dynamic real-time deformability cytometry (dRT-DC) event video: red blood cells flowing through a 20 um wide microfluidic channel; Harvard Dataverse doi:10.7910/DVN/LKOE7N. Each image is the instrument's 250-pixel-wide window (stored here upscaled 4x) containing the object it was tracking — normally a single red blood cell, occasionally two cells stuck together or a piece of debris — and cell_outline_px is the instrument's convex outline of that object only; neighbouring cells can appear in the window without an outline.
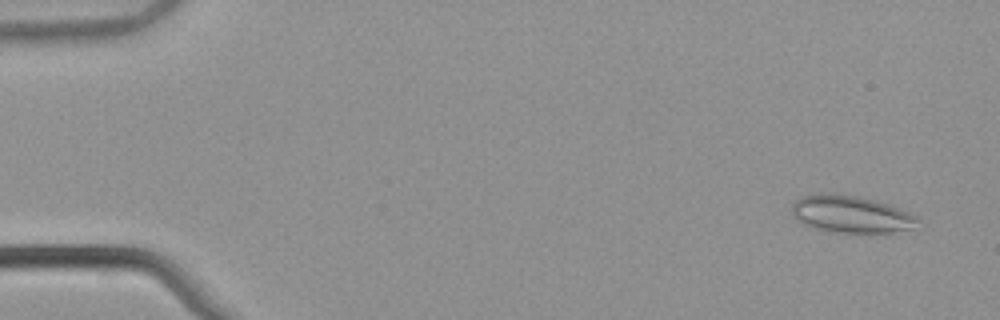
{"species": "common noctule bat (a hibernating species)", "species_latin": "Nyctalus noctula", "temperature_condition": "warm", "stored_images_in_passage": 54, "camera_frame_rate_fps": 3000, "um_per_image_px": 0.085, "animal": {"sex": "male", "body_mass_g": 21.5, "forearm_length_mm": 52.0}, "frame": {"image": 1, "passage_image": 3, "time_ms": 0.667, "image_size_px": [1000, 320], "cell_outline_px": [[920, 220], [912, 228], [892, 232], [836, 232], [816, 228], [804, 224], [792, 216], [792, 204], [796, 200], [804, 196], [820, 192], [836, 192], [876, 200], [888, 204], [920, 216]], "centroid_in_image_um": [72.33, 18.18], "position_along_channel_um": 12.7, "area_um2": 27.34}}
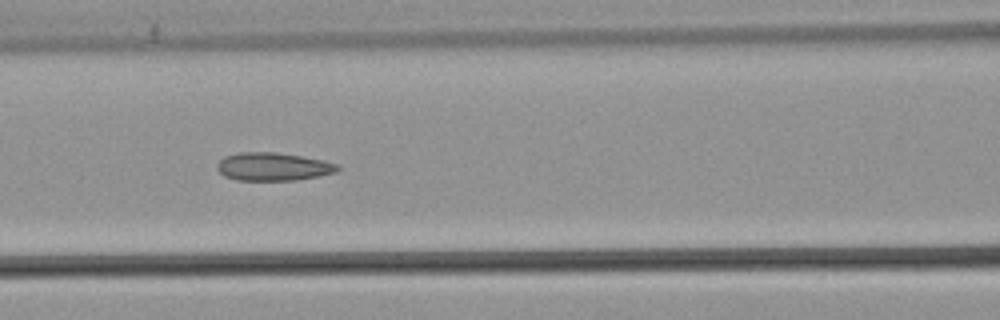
{"frame": {"image": 2, "passage_image": 24, "time_ms": 7.667, "image_size_px": [1000, 320], "cell_outline_px": [[340, 168], [336, 172], [320, 176], [296, 180], [236, 180], [224, 176], [216, 168], [216, 164], [224, 156], [240, 152], [276, 152], [324, 160], [340, 164]], "centroid_in_image_um": [23.22, 14.16], "position_along_channel_um": 143.4, "area_um2": 19.88}}
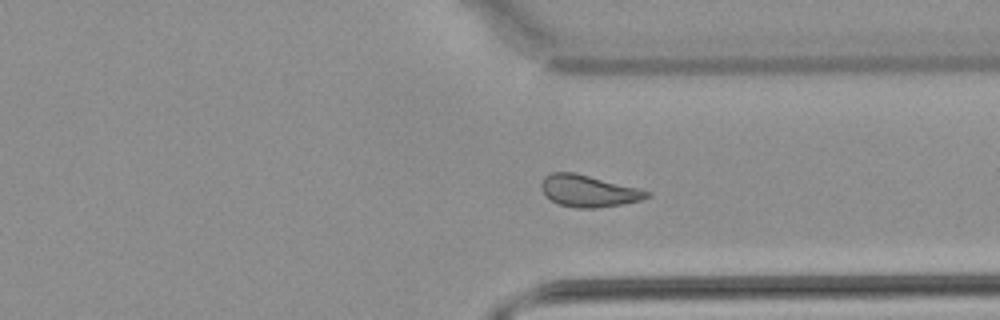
{"frame": {"image": 3, "passage_image": 41, "time_ms": 13.333, "image_size_px": [1000, 320], "cell_outline_px": [[652, 196], [640, 200], [620, 204], [596, 208], [576, 208], [560, 204], [544, 196], [540, 188], [540, 184], [544, 176], [552, 172], [576, 172], [640, 188], [652, 192]], "centroid_in_image_um": [50.02, 16.21], "position_along_channel_um": 361.4, "area_um2": 19.83}, "authors_computed_cell_mechanics": {"area_um2": 20.0566, "velocity_mm_per_s": 3.8503, "shape_relaxation_time_tau1_ms": null, "shape_relaxation_time_tau2_ms": 3.3178, "deformation_change_tau1": null, "deformation_change_tau2": 0.0971}}